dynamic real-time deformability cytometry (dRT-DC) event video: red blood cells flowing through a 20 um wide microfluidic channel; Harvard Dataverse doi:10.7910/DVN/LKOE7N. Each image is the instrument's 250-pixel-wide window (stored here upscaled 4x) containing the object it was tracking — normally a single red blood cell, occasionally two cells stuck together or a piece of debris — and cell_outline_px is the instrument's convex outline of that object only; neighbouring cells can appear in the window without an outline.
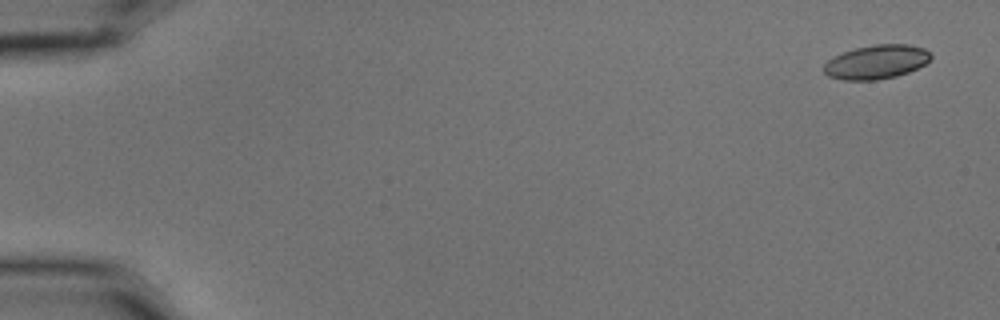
{"species": "common noctule bat (a hibernating species)", "species_latin": "Nyctalus noctula", "temperature_condition": "cold", "stored_images_in_passage": 7, "camera_frame_rate_fps": 3000, "um_per_image_px": 0.085, "animal": {"sex": "male", "body_mass_g": 15.6}, "frame": {"image": 1, "passage_image": 1, "time_ms": 0.0, "image_size_px": [1000, 320], "cell_outline_px": [[932, 56], [924, 64], [908, 72], [896, 76], [876, 80], [844, 80], [828, 76], [824, 72], [824, 64], [832, 56], [856, 48], [872, 44], [908, 44], [924, 48]], "centroid_in_image_um": [74.46, 5.26], "position_along_channel_um": 10.5, "area_um2": 21.1}}
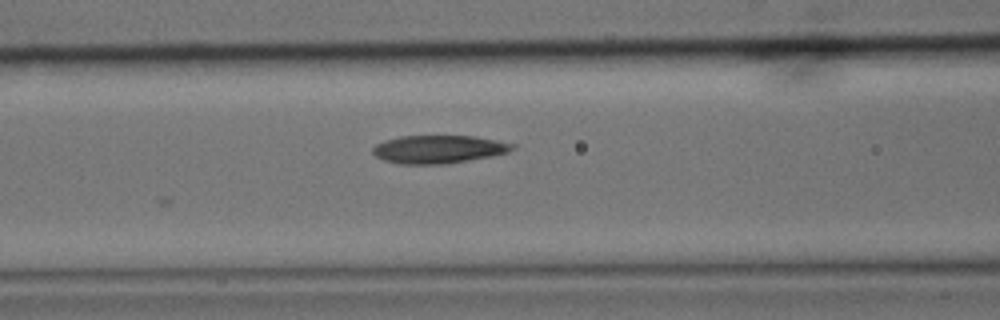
{"frame": {"image": 2, "passage_image": 7, "time_ms": 2.0, "image_size_px": [1000, 320], "cell_outline_px": [[516, 148], [508, 152], [492, 156], [448, 164], [396, 164], [384, 160], [376, 156], [372, 152], [372, 148], [376, 144], [384, 140], [400, 136], [476, 136], [500, 140], [516, 144]], "centroid_in_image_um": [37.31, 12.69], "position_along_channel_um": 129.3, "area_um2": 23.18}}